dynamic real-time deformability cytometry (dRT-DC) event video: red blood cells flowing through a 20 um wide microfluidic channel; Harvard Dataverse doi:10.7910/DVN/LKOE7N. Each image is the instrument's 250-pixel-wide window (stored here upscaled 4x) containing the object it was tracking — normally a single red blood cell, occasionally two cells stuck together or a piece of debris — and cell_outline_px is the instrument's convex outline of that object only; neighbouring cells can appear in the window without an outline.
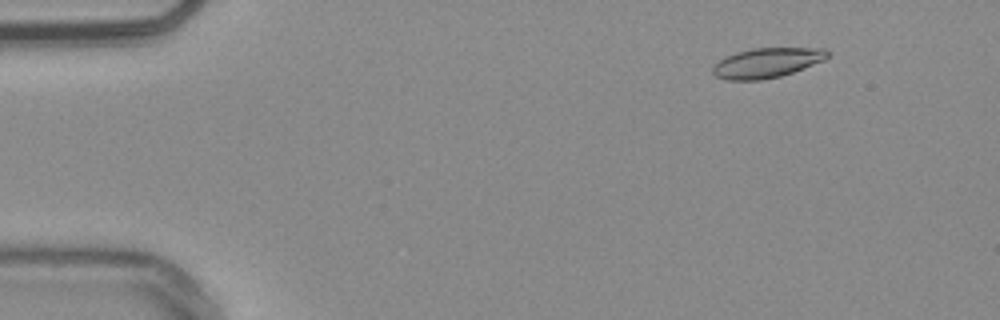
{"species": "common noctule bat (a hibernating species)", "species_latin": "Nyctalus noctula", "temperature_condition": "warm", "stored_images_in_passage": 54, "camera_frame_rate_fps": 3000, "um_per_image_px": 0.085, "animal": {"sex": "male", "body_mass_g": 20.4}, "frame": {"image": 1, "passage_image": 7, "time_ms": 2.0, "image_size_px": [1000, 320], "cell_outline_px": [[832, 52], [824, 60], [792, 72], [780, 76], [760, 80], [724, 80], [716, 76], [712, 72], [712, 68], [724, 56], [736, 52], [752, 48], [824, 48]], "centroid_in_image_um": [65.17, 5.33], "position_along_channel_um": 19.8, "area_um2": 19.94}}
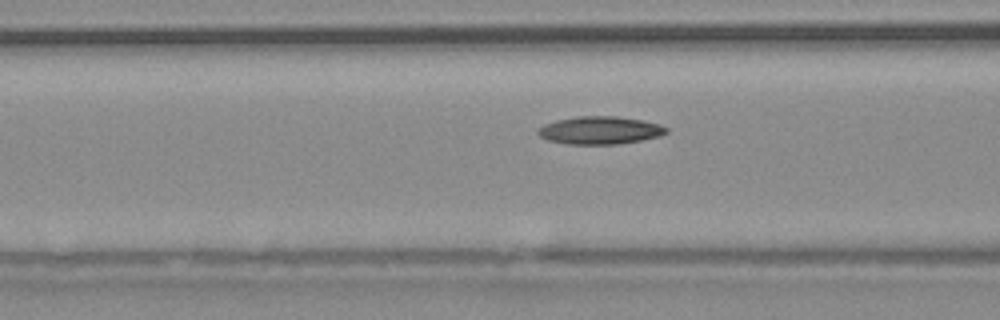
{"frame": {"image": 2, "passage_image": 22, "time_ms": 7.0, "image_size_px": [1000, 320], "cell_outline_px": [[668, 132], [660, 136], [640, 140], [616, 144], [568, 144], [548, 140], [540, 136], [536, 132], [536, 128], [544, 124], [556, 120], [576, 116], [616, 116], [644, 120], [660, 124], [668, 128]], "centroid_in_image_um": [50.98, 11.06], "position_along_channel_um": 115.6, "area_um2": 20.92}}
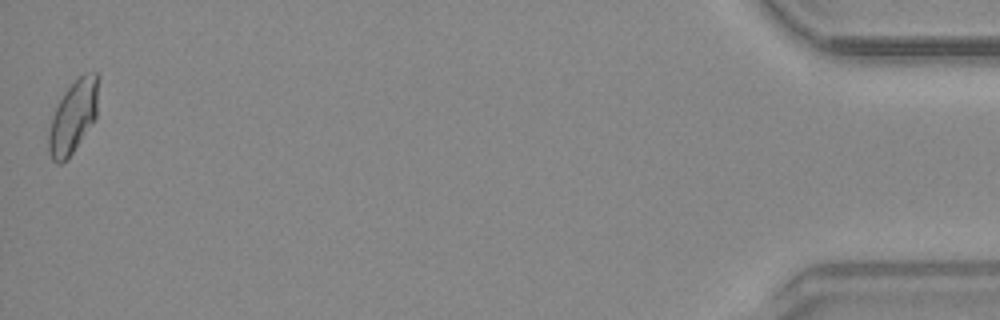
{"frame": {"image": 3, "passage_image": 54, "time_ms": 17.667, "image_size_px": [1000, 320], "cell_outline_px": [[100, 76], [96, 116], [72, 152], [60, 164], [56, 164], [52, 160], [48, 152], [48, 132], [52, 116], [64, 92], [84, 72], [96, 72]], "centroid_in_image_um": [6.22, 9.88], "position_along_channel_um": 429.0, "area_um2": 20.81}, "authors_computed_cell_mechanics": {"area_um2": 20.0566, "velocity_mm_per_s": 3.8053, "shape_relaxation_time_tau1_ms": 4.978, "shape_relaxation_time_tau2_ms": 8.7505, "deformation_change_tau1": 0.1337, "deformation_change_tau2": 0.1459}}